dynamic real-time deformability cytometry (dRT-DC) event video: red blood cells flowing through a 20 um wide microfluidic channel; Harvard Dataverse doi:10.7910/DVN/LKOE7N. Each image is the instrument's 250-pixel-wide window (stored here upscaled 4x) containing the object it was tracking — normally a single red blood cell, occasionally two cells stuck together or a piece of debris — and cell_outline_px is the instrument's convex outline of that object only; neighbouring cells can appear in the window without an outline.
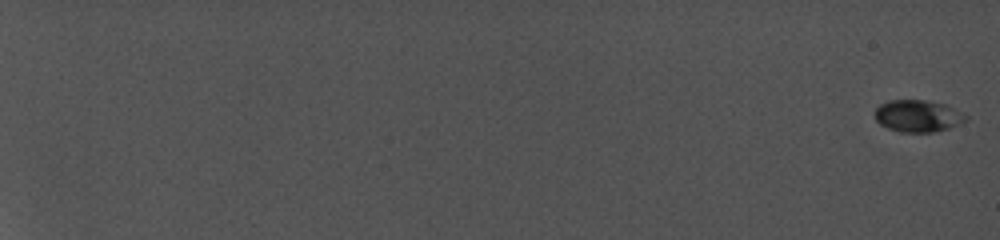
{"species": "common noctule bat (a hibernating species)", "species_latin": "Nyctalus noctula", "temperature_condition": "cold", "stored_images_in_passage": 38, "camera_frame_rate_fps": 5000, "um_per_image_px": 0.085, "animal": {"sex": "female", "body_mass_g": 19.0, "forearm_length_mm": 56.7}, "frame": {"image": 1, "passage_image": 1, "time_ms": 0.0, "image_size_px": [1000, 240], "cell_outline_px": [[968, 120], [948, 128], [932, 132], [900, 132], [888, 128], [880, 124], [876, 120], [876, 108], [880, 104], [888, 100], [928, 100], [944, 104], [968, 116]], "centroid_in_image_um": [78.01, 9.85], "position_along_channel_um": 7.0, "area_um2": 16.82}}
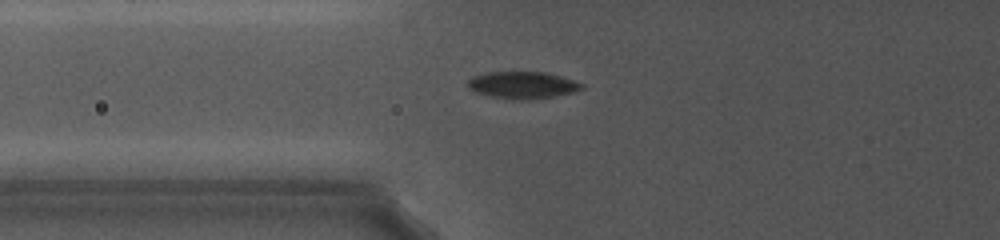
{"frame": {"image": 2, "passage_image": 22, "time_ms": 9.6, "image_size_px": [1000, 240], "cell_outline_px": [[584, 88], [572, 92], [552, 96], [528, 100], [512, 100], [492, 96], [476, 92], [468, 88], [464, 84], [472, 76], [488, 72], [544, 72], [560, 76], [584, 84]], "centroid_in_image_um": [44.36, 7.23], "position_along_channel_um": 81.4, "area_um2": 17.92}}
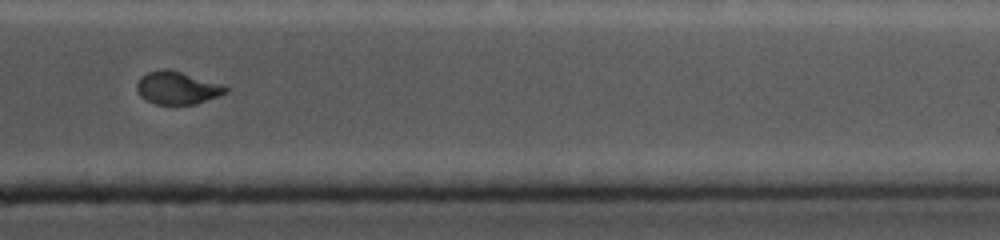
{"frame": {"image": 3, "passage_image": 38, "time_ms": 17.8, "image_size_px": [1000, 240], "cell_outline_px": [[228, 92], [196, 104], [156, 104], [140, 96], [136, 88], [136, 84], [140, 76], [148, 72], [160, 68], [168, 68], [224, 84], [228, 88]], "centroid_in_image_um": [15.07, 7.45], "position_along_channel_um": 396.3, "area_um2": 17.11}}